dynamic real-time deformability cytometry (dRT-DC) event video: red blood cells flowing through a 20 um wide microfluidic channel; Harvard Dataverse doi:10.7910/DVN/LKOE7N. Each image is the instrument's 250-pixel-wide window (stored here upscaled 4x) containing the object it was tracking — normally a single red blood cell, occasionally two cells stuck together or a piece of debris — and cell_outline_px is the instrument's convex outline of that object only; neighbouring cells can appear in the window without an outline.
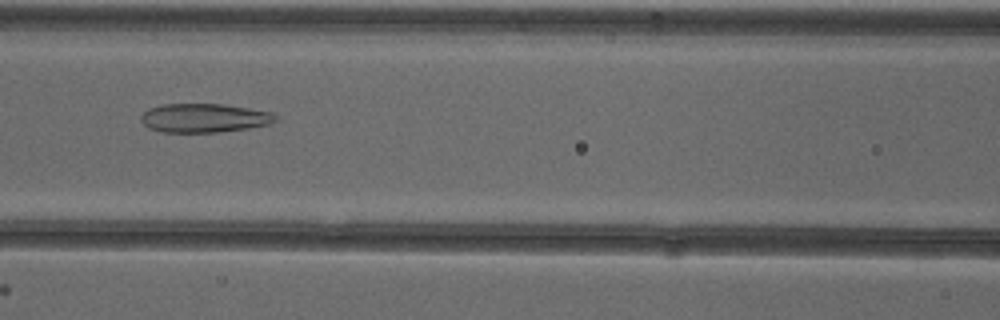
{"species": "common noctule bat (a hibernating species)", "species_latin": "Nyctalus noctula", "temperature_condition": "cold", "stored_images_in_passage": 32, "camera_frame_rate_fps": 3000, "um_per_image_px": 0.085, "animal": {"sex": "female"}, "frame": {"image": 1, "passage_image": 8, "time_ms": 2.333, "image_size_px": [1000, 320], "cell_outline_px": [[276, 120], [268, 124], [248, 128], [216, 132], [160, 132], [148, 128], [140, 120], [140, 116], [148, 108], [164, 104], [224, 104], [276, 112]], "centroid_in_image_um": [17.35, 10.02], "position_along_channel_um": 149.3, "area_um2": 22.77}}
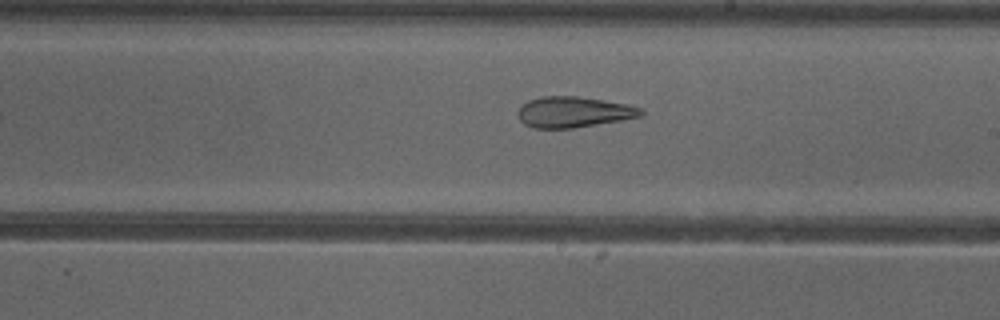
{"frame": {"image": 2, "passage_image": 15, "time_ms": 4.667, "image_size_px": [1000, 320], "cell_outline_px": [[644, 112], [640, 116], [624, 120], [572, 128], [532, 128], [524, 124], [520, 120], [516, 112], [520, 104], [528, 100], [540, 96], [580, 96], [604, 100], [644, 108]], "centroid_in_image_um": [48.72, 9.52], "position_along_channel_um": 240.3, "area_um2": 22.37}}
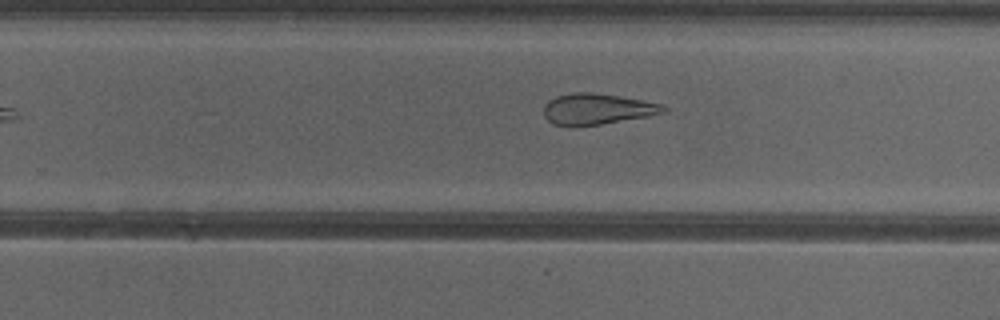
{"frame": {"image": 3, "passage_image": 18, "time_ms": 5.667, "image_size_px": [1000, 320], "cell_outline_px": [[668, 112], [648, 116], [600, 124], [572, 128], [568, 128], [556, 124], [548, 120], [544, 116], [544, 104], [548, 100], [556, 96], [572, 92], [592, 92], [620, 96], [664, 104], [668, 108]], "centroid_in_image_um": [50.75, 9.27], "position_along_channel_um": 279.1, "area_um2": 22.02}, "authors_computed_cell_mechanics": {"area_um2": 23.3223, "velocity_mm_per_s": 3.9023, "shape_relaxation_time_tau1_ms": null, "shape_relaxation_time_tau2_ms": 2.7684, "deformation_change_tau1": null, "deformation_change_tau2": 0.1081}}